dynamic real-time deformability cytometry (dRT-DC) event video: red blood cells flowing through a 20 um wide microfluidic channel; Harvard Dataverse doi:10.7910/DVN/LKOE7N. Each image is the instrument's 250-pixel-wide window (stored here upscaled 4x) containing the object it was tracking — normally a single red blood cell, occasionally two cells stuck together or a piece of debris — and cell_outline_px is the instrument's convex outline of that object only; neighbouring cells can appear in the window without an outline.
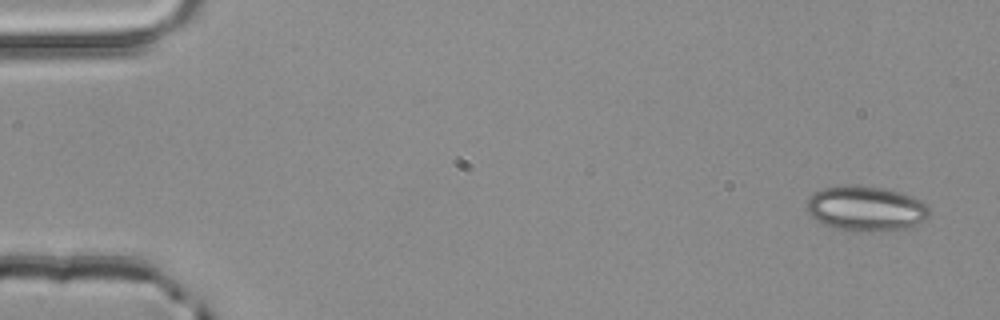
{"species": "common noctule bat (a hibernating species)", "species_latin": "Nyctalus noctula", "temperature_condition": "room temperature", "stored_images_in_passage": 4, "camera_frame_rate_fps": 3000, "um_per_image_px": 0.085, "animal": {"sex": "male", "body_mass_g": 20.4}, "frame": {"image": 1, "passage_image": 1, "time_ms": 0.0, "image_size_px": [1000, 320], "cell_outline_px": [[928, 216], [924, 220], [912, 228], [836, 228], [824, 224], [816, 220], [808, 212], [808, 200], [816, 192], [824, 188], [840, 184], [856, 184], [884, 188], [900, 192], [912, 196], [928, 204]], "centroid_in_image_um": [73.62, 17.65], "position_along_channel_um": 11.4, "area_um2": 31.21}}